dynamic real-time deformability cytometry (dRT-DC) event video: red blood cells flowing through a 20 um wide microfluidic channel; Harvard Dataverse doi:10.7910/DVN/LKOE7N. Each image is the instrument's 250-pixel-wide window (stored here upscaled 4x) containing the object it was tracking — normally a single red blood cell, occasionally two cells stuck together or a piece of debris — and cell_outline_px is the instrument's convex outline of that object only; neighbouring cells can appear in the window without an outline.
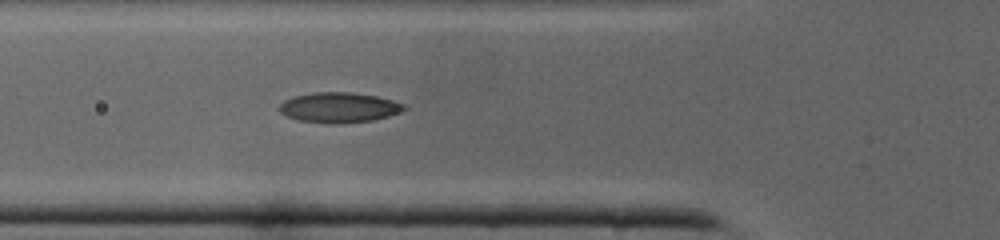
{"species": "common noctule bat (a hibernating species)", "species_latin": "Nyctalus noctula", "temperature_condition": "cold", "stored_images_in_passage": 40, "camera_frame_rate_fps": 3000, "um_per_image_px": 0.085, "animal": {"sex": "male", "body_mass_g": 19.0, "forearm_length_mm": 50.8}, "frame": {"image": 1, "passage_image": 13, "time_ms": 4.0, "image_size_px": [1000, 240], "cell_outline_px": [[408, 108], [388, 116], [372, 120], [332, 124], [300, 120], [288, 116], [280, 112], [280, 104], [284, 100], [296, 96], [316, 92], [348, 92], [376, 96], [392, 100], [404, 104]], "centroid_in_image_um": [28.83, 9.13], "position_along_channel_um": 97.0, "area_um2": 21.56}}
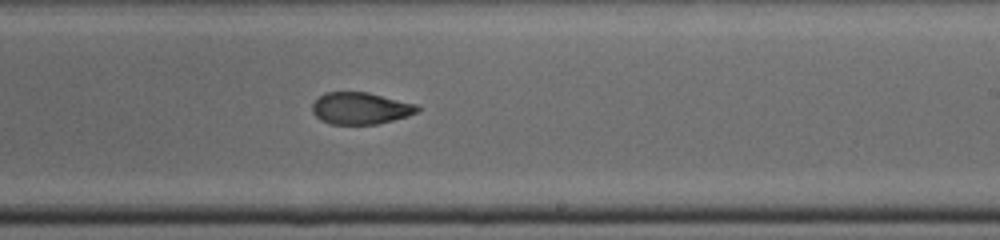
{"frame": {"image": 2, "passage_image": 23, "time_ms": 7.333, "image_size_px": [1000, 240], "cell_outline_px": [[420, 108], [416, 112], [408, 116], [376, 124], [332, 124], [320, 120], [312, 112], [312, 104], [324, 92], [368, 92], [420, 104]], "centroid_in_image_um": [30.67, 9.19], "position_along_channel_um": 258.3, "area_um2": 19.65}}
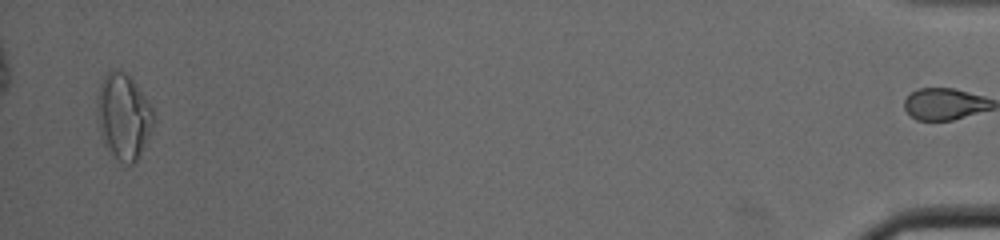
{"frame": {"image": 3, "passage_image": 39, "time_ms": 12.667, "image_size_px": [1000, 240], "cell_outline_px": [[152, 124], [148, 136], [140, 156], [132, 164], [128, 164], [120, 160], [112, 152], [104, 140], [96, 108], [96, 96], [100, 84], [104, 76], [108, 72], [116, 68], [124, 72], [132, 80], [152, 104]], "centroid_in_image_um": [10.5, 9.83], "position_along_channel_um": 424.7, "area_um2": 27.34}}